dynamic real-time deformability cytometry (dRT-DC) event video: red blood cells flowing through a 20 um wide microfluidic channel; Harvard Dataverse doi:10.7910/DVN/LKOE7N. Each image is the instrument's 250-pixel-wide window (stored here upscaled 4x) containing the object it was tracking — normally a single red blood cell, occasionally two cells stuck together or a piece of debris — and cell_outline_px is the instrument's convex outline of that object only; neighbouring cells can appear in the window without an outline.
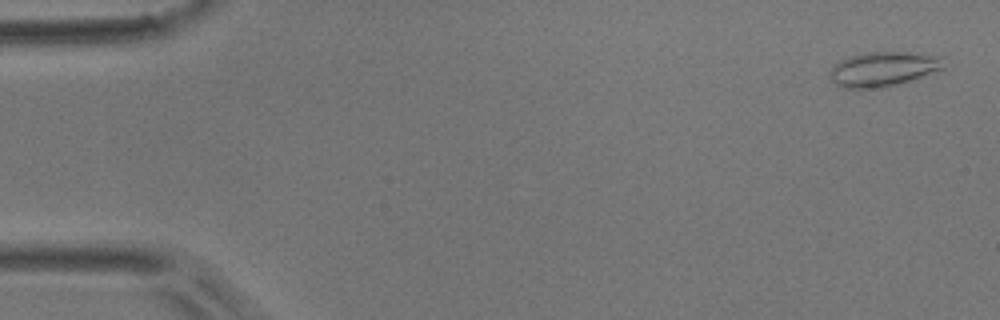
{"species": "common noctule bat (a hibernating species)", "species_latin": "Nyctalus noctula", "temperature_condition": "room temperature", "stored_images_in_passage": 52, "camera_frame_rate_fps": 3000, "um_per_image_px": 0.085, "animal": {"sex": "male", "body_mass_g": 17.9}, "frame": {"image": 1, "passage_image": 2, "time_ms": 0.333, "image_size_px": [1000, 320], "cell_outline_px": [[944, 68], [900, 84], [884, 88], [844, 88], [836, 84], [828, 76], [828, 72], [832, 64], [852, 56], [868, 52], [912, 52], [944, 56]], "centroid_in_image_um": [75.08, 5.87], "position_along_channel_um": 9.9, "area_um2": 23.24}}
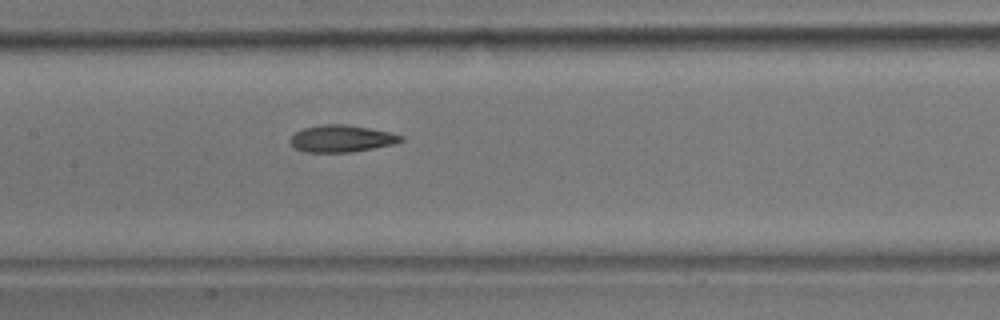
{"frame": {"image": 2, "passage_image": 25, "time_ms": 8.0, "image_size_px": [1000, 320], "cell_outline_px": [[404, 140], [392, 144], [352, 152], [304, 152], [296, 148], [288, 140], [296, 132], [304, 128], [320, 124], [344, 124], [392, 132], [404, 136]], "centroid_in_image_um": [29.03, 11.77], "position_along_channel_um": 178.4, "area_um2": 17.34}}
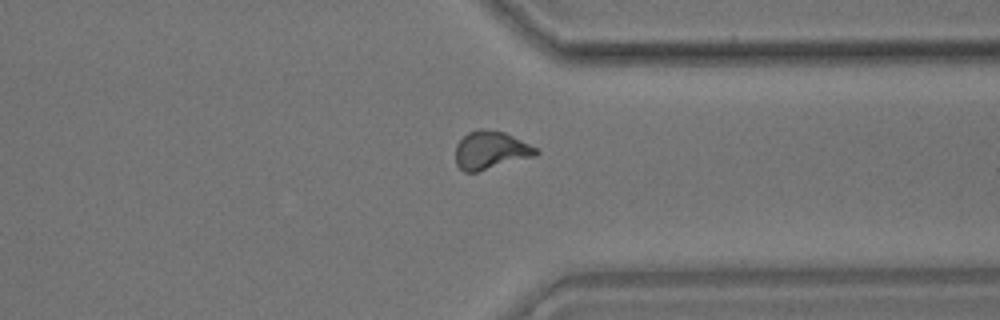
{"frame": {"image": 3, "passage_image": 40, "time_ms": 13.0, "image_size_px": [1000, 320], "cell_outline_px": [[540, 152], [536, 156], [476, 172], [464, 172], [456, 164], [456, 144], [468, 132], [480, 128], [504, 132], [536, 148]], "centroid_in_image_um": [41.69, 12.77], "position_along_channel_um": 369.7, "area_um2": 17.69}, "authors_computed_cell_mechanics": {"area_um2": 17.5134, "velocity_mm_per_s": 3.8546, "shape_relaxation_time_tau1_ms": 11.1606, "shape_relaxation_time_tau2_ms": 2.3466, "deformation_change_tau1": 0.2348, "deformation_change_tau2": 0.0922}}